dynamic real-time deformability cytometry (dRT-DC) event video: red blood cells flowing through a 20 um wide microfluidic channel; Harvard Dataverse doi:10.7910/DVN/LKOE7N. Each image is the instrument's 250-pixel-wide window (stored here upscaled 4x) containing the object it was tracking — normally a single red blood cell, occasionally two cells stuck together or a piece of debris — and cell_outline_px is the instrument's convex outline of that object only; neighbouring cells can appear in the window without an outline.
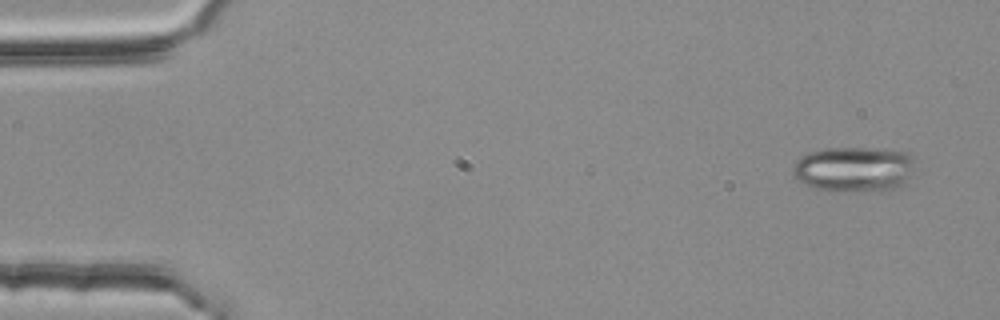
{"species": "common noctule bat (a hibernating species)", "species_latin": "Nyctalus noctula", "temperature_condition": "room temperature", "stored_images_in_passage": 4, "camera_frame_rate_fps": 3000, "um_per_image_px": 0.085, "animal": {"sex": "female", "body_mass_g": 25.1}, "frame": {"image": 1, "passage_image": 1, "time_ms": 0.0, "image_size_px": [1000, 320], "cell_outline_px": [[924, 168], [916, 176], [900, 188], [812, 188], [796, 180], [792, 176], [792, 168], [796, 160], [800, 156], [808, 152], [824, 148], [872, 148], [908, 152]], "centroid_in_image_um": [72.73, 14.32], "position_along_channel_um": 12.3, "area_um2": 32.54}}